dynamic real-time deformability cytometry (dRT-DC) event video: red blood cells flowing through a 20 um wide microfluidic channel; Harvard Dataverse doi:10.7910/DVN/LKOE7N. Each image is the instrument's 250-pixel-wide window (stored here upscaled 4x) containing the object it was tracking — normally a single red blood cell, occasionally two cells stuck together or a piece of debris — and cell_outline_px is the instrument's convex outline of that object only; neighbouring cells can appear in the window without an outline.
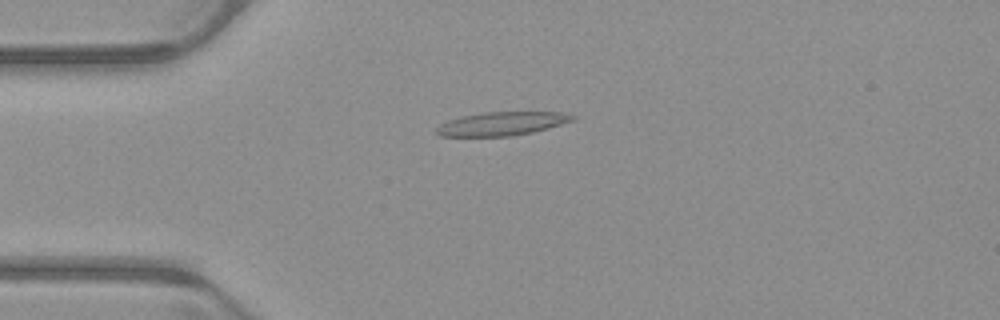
{"species": "common noctule bat (a hibernating species)", "species_latin": "Nyctalus noctula", "temperature_condition": "warm", "stored_images_in_passage": 40, "camera_frame_rate_fps": 3000, "um_per_image_px": 0.085, "animal": {"sex": "male", "body_mass_g": 23.1, "forearm_length_mm": 52.7}, "frame": {"image": 1, "passage_image": 1, "time_ms": 0.0, "image_size_px": [1000, 320], "cell_outline_px": [[576, 120], [548, 128], [532, 132], [512, 136], [440, 136], [436, 132], [436, 128], [440, 124], [448, 120], [464, 116], [484, 112], [560, 112], [576, 116]], "centroid_in_image_um": [42.68, 10.51], "position_along_channel_um": 42.3, "area_um2": 18.61}}
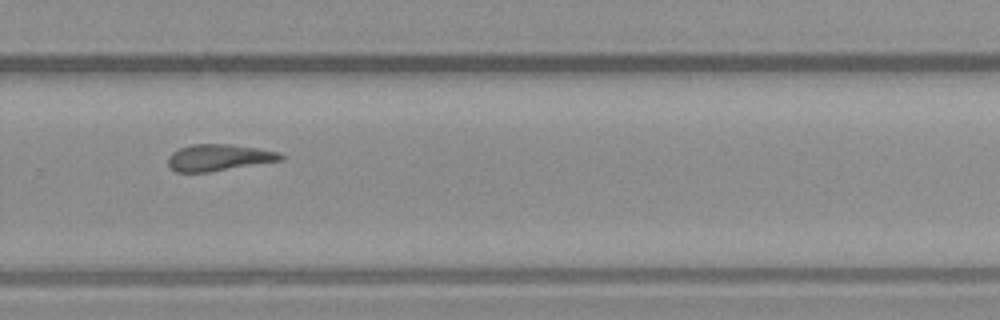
{"frame": {"image": 2, "passage_image": 23, "time_ms": 7.333, "image_size_px": [1000, 320], "cell_outline_px": [[284, 160], [208, 172], [176, 172], [168, 164], [168, 156], [172, 152], [180, 148], [192, 144], [232, 144], [280, 152], [284, 156]], "centroid_in_image_um": [18.61, 13.39], "position_along_channel_um": 311.2, "area_um2": 17.46}}
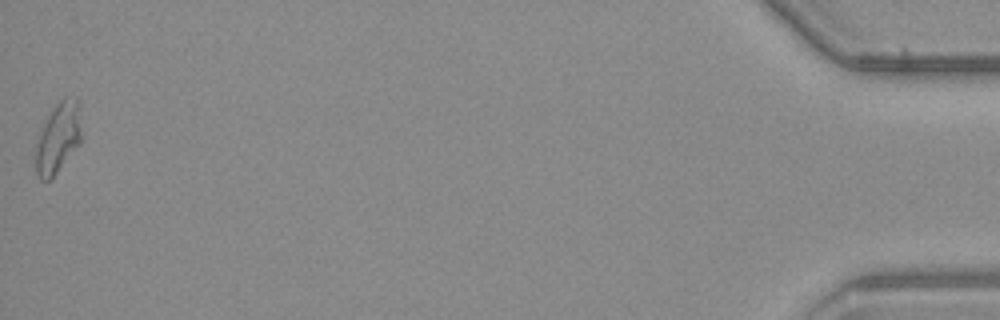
{"frame": {"image": 3, "passage_image": 40, "time_ms": 13.0, "image_size_px": [1000, 320], "cell_outline_px": [[80, 144], [56, 172], [48, 180], [40, 180], [36, 172], [36, 144], [40, 132], [48, 116], [56, 104], [64, 96], [76, 96], [80, 100]], "centroid_in_image_um": [4.96, 11.65], "position_along_channel_um": 430.2, "area_um2": 18.61}}